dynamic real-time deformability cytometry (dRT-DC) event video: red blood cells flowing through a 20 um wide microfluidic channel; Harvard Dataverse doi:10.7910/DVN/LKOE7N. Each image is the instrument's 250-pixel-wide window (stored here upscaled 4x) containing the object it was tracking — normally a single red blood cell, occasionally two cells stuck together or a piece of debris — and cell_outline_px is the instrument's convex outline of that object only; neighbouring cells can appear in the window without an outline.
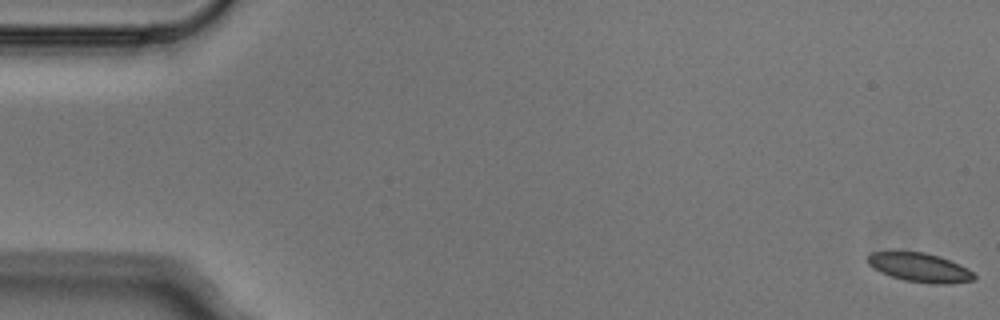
{"species": "Egyptian fruit bat (a non-hibernating species)", "species_latin": "Rousettus aegyptiacus", "temperature_condition": "cold", "stored_images_in_passage": 5, "camera_frame_rate_fps": 3000, "um_per_image_px": 0.085, "animal": {"sex": "male"}, "frame": {"image": 1, "passage_image": 1, "time_ms": 0.0, "image_size_px": [1000, 320], "cell_outline_px": [[976, 280], [948, 284], [932, 284], [904, 280], [880, 272], [868, 264], [868, 256], [872, 252], [924, 252], [940, 256], [968, 268], [976, 276]], "centroid_in_image_um": [78.22, 22.75], "position_along_channel_um": 6.8, "area_um2": 17.92}}
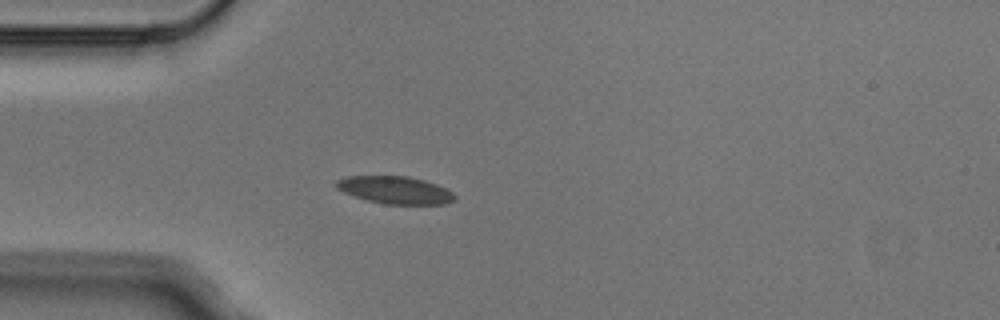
{"frame": {"image": 2, "passage_image": 5, "time_ms": 1.333, "image_size_px": [1000, 320], "cell_outline_px": [[456, 196], [452, 200], [444, 204], [384, 204], [368, 200], [344, 192], [336, 188], [336, 180], [348, 176], [408, 176], [424, 180], [436, 184], [452, 192]], "centroid_in_image_um": [33.57, 16.14], "position_along_channel_um": 51.4, "area_um2": 18.73}}